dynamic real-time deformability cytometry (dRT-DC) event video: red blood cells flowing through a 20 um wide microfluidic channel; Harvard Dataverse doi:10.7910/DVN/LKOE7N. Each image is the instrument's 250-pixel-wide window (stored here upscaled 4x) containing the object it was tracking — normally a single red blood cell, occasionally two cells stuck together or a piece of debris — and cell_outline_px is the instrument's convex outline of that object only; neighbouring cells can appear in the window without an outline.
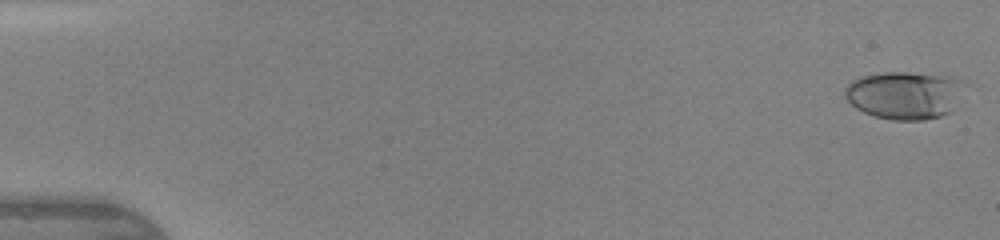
{"species": "human", "species_latin": "Homo sapiens", "temperature_condition": "warm", "stored_images_in_passage": 38, "camera_frame_rate_fps": 3000, "um_per_image_px": 0.085, "donor": {"sex": "female"}, "frame": {"image": 1, "passage_image": 1, "time_ms": 0.0, "image_size_px": [1000, 240], "cell_outline_px": [[968, 84], [952, 112], [940, 116], [924, 120], [892, 120], [876, 116], [864, 112], [856, 108], [844, 96], [844, 88], [852, 80], [876, 72], [908, 72], [956, 76], [964, 80]], "centroid_in_image_um": [76.97, 8.06], "position_along_channel_um": 8.0, "area_um2": 34.1}}
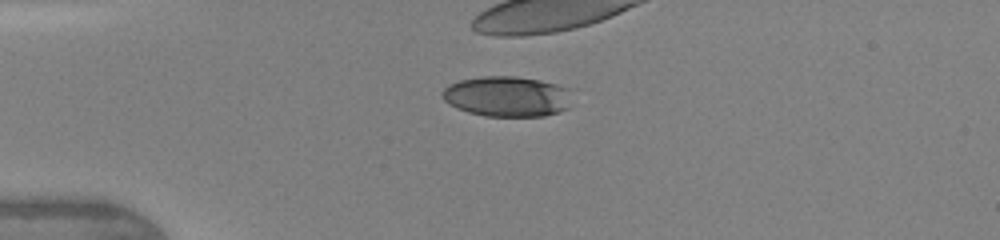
{"frame": {"image": 2, "passage_image": 12, "time_ms": 3.667, "image_size_px": [1000, 240], "cell_outline_px": [[572, 88], [568, 108], [560, 112], [544, 116], [484, 116], [468, 112], [456, 108], [448, 104], [440, 96], [440, 92], [448, 84], [460, 80], [480, 76], [516, 76], [540, 80]], "centroid_in_image_um": [43.09, 8.19], "position_along_channel_um": 41.9, "area_um2": 31.1}, "authors_computed_cell_mechanics": {"area_um2": 33.1483, "velocity_mm_per_s": 4.3916, "shape_relaxation_time_tau1_ms": 4.6464, "shape_relaxation_time_tau2_ms": 0.7773, "deformation_change_tau1": 0.1783, "deformation_change_tau2": 0.0575}}